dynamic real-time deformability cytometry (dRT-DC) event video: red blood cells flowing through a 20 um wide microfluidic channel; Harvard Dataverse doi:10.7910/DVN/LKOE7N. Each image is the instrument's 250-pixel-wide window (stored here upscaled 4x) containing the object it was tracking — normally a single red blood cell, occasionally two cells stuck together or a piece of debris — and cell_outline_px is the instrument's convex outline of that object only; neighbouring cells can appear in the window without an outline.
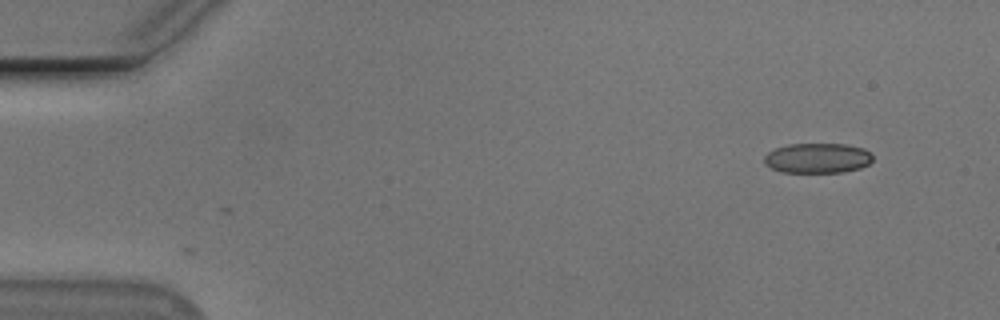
{"species": "Egyptian fruit bat (a non-hibernating species)", "species_latin": "Rousettus aegyptiacus", "temperature_condition": "cold", "stored_images_in_passage": 51, "camera_frame_rate_fps": 3000, "um_per_image_px": 0.085, "animal": {"sex": "male"}, "frame": {"image": 1, "passage_image": 1, "time_ms": 0.0, "image_size_px": [1000, 320], "cell_outline_px": [[872, 160], [868, 164], [860, 168], [840, 172], [784, 172], [772, 168], [764, 164], [764, 156], [768, 152], [776, 148], [788, 144], [848, 144], [864, 148], [872, 156]], "centroid_in_image_um": [69.48, 13.43], "position_along_channel_um": 15.5, "area_um2": 18.9}}
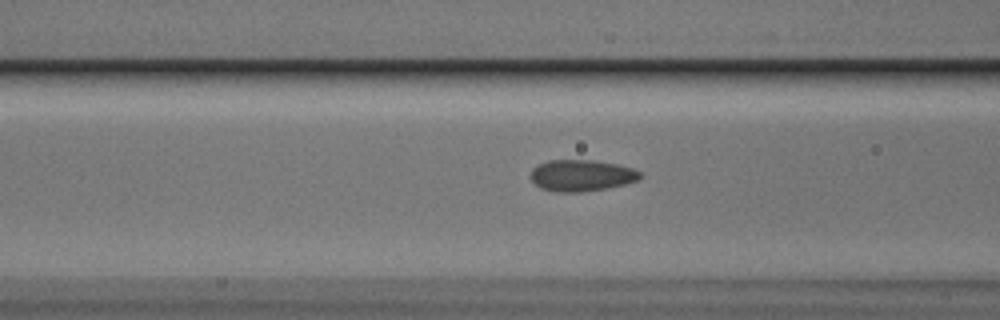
{"frame": {"image": 2, "passage_image": 18, "time_ms": 5.667, "image_size_px": [1000, 320], "cell_outline_px": [[644, 176], [636, 180], [624, 184], [608, 188], [580, 192], [556, 192], [540, 188], [528, 176], [532, 168], [548, 160], [592, 160], [616, 164], [632, 168], [640, 172]], "centroid_in_image_um": [49.4, 14.92], "position_along_channel_um": 117.2, "area_um2": 20.11}}
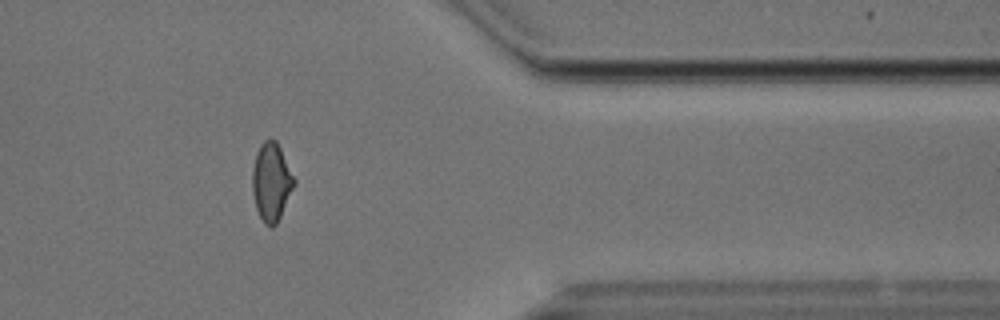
{"frame": {"image": 3, "passage_image": 41, "time_ms": 13.333, "image_size_px": [1000, 320], "cell_outline_px": [[296, 184], [276, 224], [272, 228], [264, 224], [256, 208], [252, 192], [252, 168], [256, 152], [260, 144], [264, 140], [276, 140], [296, 180]], "centroid_in_image_um": [23.06, 15.47], "position_along_channel_um": 388.3, "area_um2": 19.07}, "authors_computed_cell_mechanics": {"area_um2": 19.2474, "velocity_mm_per_s": 3.7626, "shape_relaxation_time_tau1_ms": 8.5371, "shape_relaxation_time_tau2_ms": 0.7699, "deformation_change_tau1": 0.1393, "deformation_change_tau2": 0.0561}}